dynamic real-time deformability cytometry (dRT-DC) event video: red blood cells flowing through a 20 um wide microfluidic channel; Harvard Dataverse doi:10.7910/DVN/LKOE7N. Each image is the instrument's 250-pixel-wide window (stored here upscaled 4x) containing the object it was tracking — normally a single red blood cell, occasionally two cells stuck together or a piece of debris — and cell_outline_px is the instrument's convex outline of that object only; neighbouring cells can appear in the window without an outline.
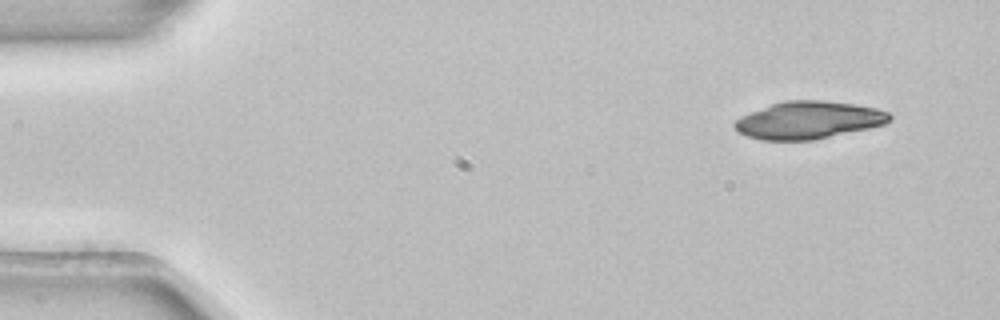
{"species": "common noctule bat (a hibernating species)", "species_latin": "Nyctalus noctula", "temperature_condition": "room temperature", "stored_images_in_passage": 3, "camera_frame_rate_fps": 3000, "um_per_image_px": 0.085, "animal": {"sex": "female", "body_mass_g": 22.7, "forearm_length_mm": 54.2}, "frame": {"image": 1, "passage_image": 1, "time_ms": 0.0, "image_size_px": [1000, 320], "cell_outline_px": [[892, 120], [884, 124], [868, 128], [812, 140], [760, 140], [748, 136], [740, 132], [732, 124], [736, 120], [752, 112], [772, 104], [784, 100], [824, 100], [852, 104], [876, 108], [888, 112], [892, 116]], "centroid_in_image_um": [68.75, 10.21], "position_along_channel_um": 16.2, "area_um2": 33.41}}